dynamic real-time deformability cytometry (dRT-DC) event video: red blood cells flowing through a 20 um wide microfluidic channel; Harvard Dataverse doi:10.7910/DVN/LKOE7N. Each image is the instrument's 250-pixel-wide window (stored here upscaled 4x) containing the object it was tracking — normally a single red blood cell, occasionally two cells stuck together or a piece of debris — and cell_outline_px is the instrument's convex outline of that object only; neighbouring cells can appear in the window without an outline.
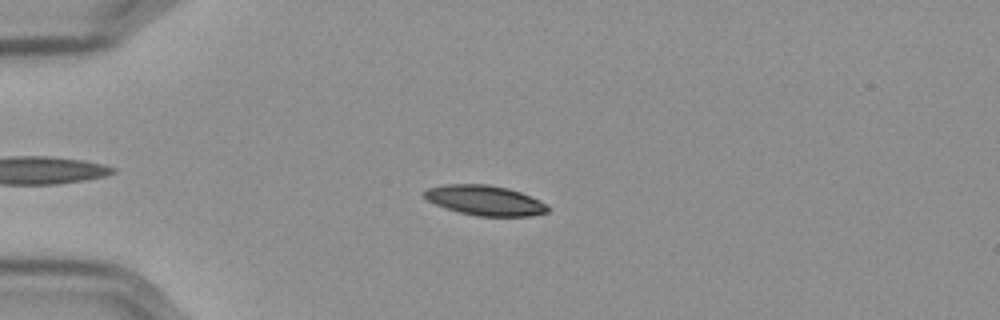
{"species": "Egyptian fruit bat (a non-hibernating species)", "species_latin": "Rousettus aegyptiacus", "temperature_condition": "cold", "stored_images_in_passage": 52, "camera_frame_rate_fps": 3000, "um_per_image_px": 0.085, "frame": {"image": 1, "passage_image": 10, "time_ms": 3.0, "image_size_px": [1000, 320], "cell_outline_px": [[548, 212], [532, 216], [476, 216], [460, 212], [436, 204], [428, 200], [420, 192], [428, 188], [444, 184], [488, 184], [508, 188], [520, 192], [548, 204]], "centroid_in_image_um": [41.22, 17.02], "position_along_channel_um": 43.8, "area_um2": 21.56}}
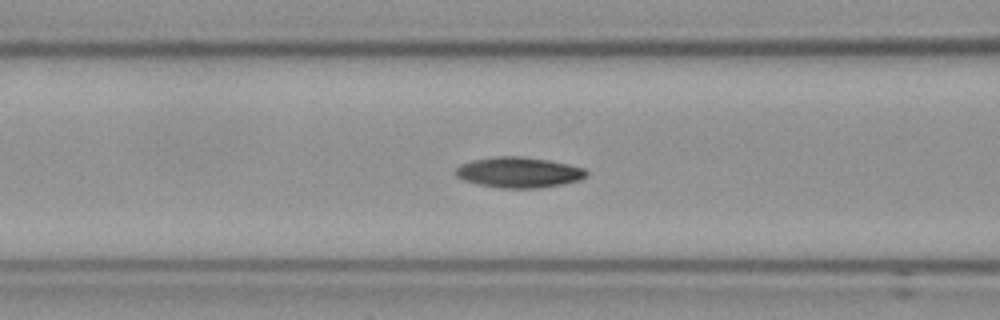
{"frame": {"image": 2, "passage_image": 19, "time_ms": 6.0, "image_size_px": [1000, 320], "cell_outline_px": [[588, 176], [580, 180], [540, 188], [504, 188], [480, 184], [464, 180], [456, 176], [452, 172], [460, 164], [472, 160], [496, 156], [520, 156], [548, 160], [568, 164], [584, 168], [588, 172]], "centroid_in_image_um": [44.09, 14.64], "position_along_channel_um": 122.5, "area_um2": 23.29}}
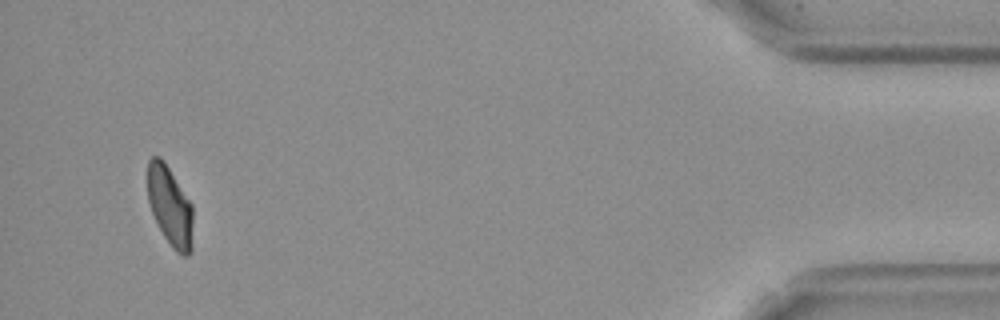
{"frame": {"image": 3, "passage_image": 50, "time_ms": 16.333, "image_size_px": [1000, 320], "cell_outline_px": [[192, 248], [188, 256], [180, 256], [172, 248], [164, 236], [152, 212], [148, 200], [148, 160], [152, 156], [160, 156], [164, 160], [192, 204]], "centroid_in_image_um": [14.46, 17.53], "position_along_channel_um": 420.7, "area_um2": 21.04}, "authors_computed_cell_mechanics": {"area_um2": 22.0218, "velocity_mm_per_s": 3.5693, "shape_relaxation_time_tau1_ms": 4.8202, "shape_relaxation_time_tau2_ms": null, "deformation_change_tau1": 0.1447, "deformation_change_tau2": null}}